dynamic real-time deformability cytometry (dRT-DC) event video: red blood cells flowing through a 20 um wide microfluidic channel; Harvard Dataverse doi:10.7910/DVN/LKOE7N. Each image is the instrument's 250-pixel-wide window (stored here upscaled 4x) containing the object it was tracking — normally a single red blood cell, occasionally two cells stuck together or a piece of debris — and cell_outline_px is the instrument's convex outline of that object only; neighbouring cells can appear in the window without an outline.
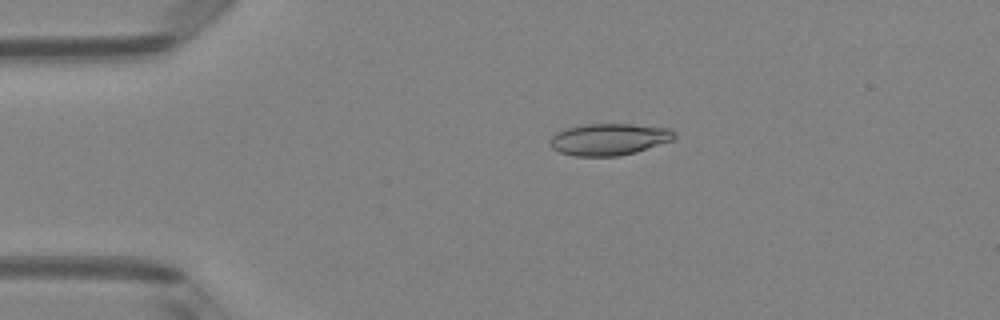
{"species": "Egyptian fruit bat (a non-hibernating species)", "species_latin": "Rousettus aegyptiacus", "temperature_condition": "room temperature", "stored_images_in_passage": 50, "camera_frame_rate_fps": 3000, "um_per_image_px": 0.085, "animal": {"sex": "female"}, "frame": {"image": 1, "passage_image": 10, "time_ms": 3.0, "image_size_px": [1000, 320], "cell_outline_px": [[676, 140], [636, 152], [620, 156], [572, 156], [560, 152], [552, 148], [548, 144], [552, 136], [556, 132], [568, 128], [588, 124], [632, 124], [672, 128], [676, 132]], "centroid_in_image_um": [51.83, 11.84], "position_along_channel_um": 33.2, "area_um2": 23.35}}
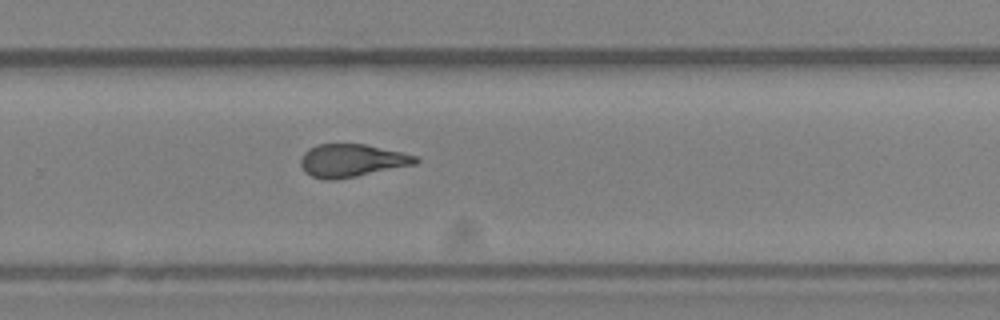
{"frame": {"image": 2, "passage_image": 33, "time_ms": 10.667, "image_size_px": [1000, 320], "cell_outline_px": [[420, 160], [416, 164], [356, 176], [332, 180], [324, 180], [312, 176], [304, 172], [300, 164], [300, 160], [304, 152], [308, 148], [316, 144], [364, 144], [400, 152], [416, 156]], "centroid_in_image_um": [29.85, 13.64], "position_along_channel_um": 299.9, "area_um2": 21.91}}
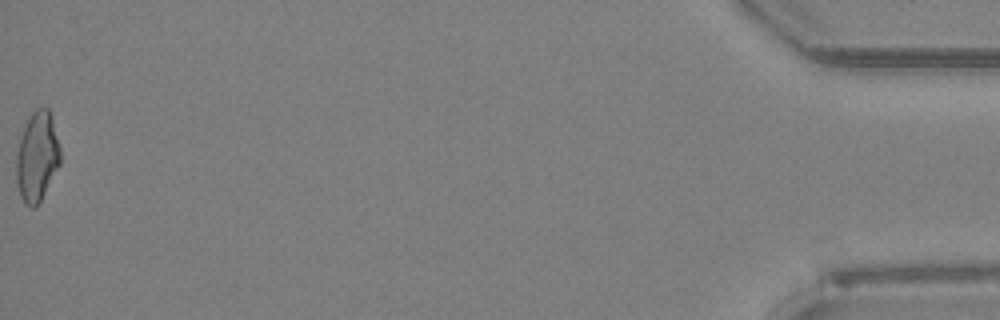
{"frame": {"image": 3, "passage_image": 50, "time_ms": 16.333, "image_size_px": [1000, 320], "cell_outline_px": [[60, 164], [40, 200], [32, 208], [24, 204], [20, 196], [16, 184], [16, 156], [20, 140], [24, 128], [32, 112], [36, 108], [48, 108], [52, 116], [60, 148]], "centroid_in_image_um": [3.15, 13.32], "position_along_channel_um": 432.1, "area_um2": 22.77}, "authors_computed_cell_mechanics": {"area_um2": 22.4264, "velocity_mm_per_s": 4.0678, "shape_relaxation_time_tau1_ms": 5.8819, "shape_relaxation_time_tau2_ms": 2.069, "deformation_change_tau1": 0.1661, "deformation_change_tau2": 0.1013}}